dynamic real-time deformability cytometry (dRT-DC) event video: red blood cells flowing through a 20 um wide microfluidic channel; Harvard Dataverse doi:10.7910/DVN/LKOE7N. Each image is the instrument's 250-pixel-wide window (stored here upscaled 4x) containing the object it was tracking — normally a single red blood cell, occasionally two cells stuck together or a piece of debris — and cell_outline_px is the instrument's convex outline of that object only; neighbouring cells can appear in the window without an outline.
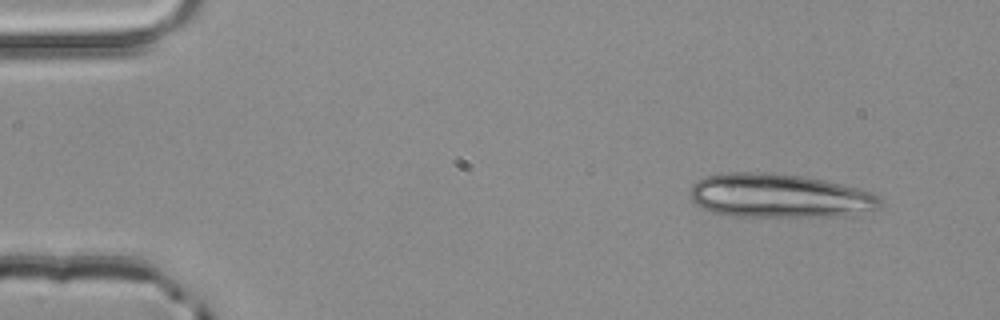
{"species": "common noctule bat (a hibernating species)", "species_latin": "Nyctalus noctula", "temperature_condition": "room temperature", "stored_images_in_passage": 3, "camera_frame_rate_fps": 3000, "um_per_image_px": 0.085, "animal": {"sex": "male", "body_mass_g": 20.4}, "frame": {"image": 1, "passage_image": 3, "time_ms": 0.667, "image_size_px": [1000, 320], "cell_outline_px": [[884, 204], [876, 208], [848, 216], [728, 216], [712, 212], [700, 208], [692, 204], [692, 184], [704, 176], [720, 172], [752, 172], [804, 176], [824, 180], [860, 188], [872, 192], [880, 196]], "centroid_in_image_um": [66.23, 16.64], "position_along_channel_um": 18.8, "area_um2": 49.01}}